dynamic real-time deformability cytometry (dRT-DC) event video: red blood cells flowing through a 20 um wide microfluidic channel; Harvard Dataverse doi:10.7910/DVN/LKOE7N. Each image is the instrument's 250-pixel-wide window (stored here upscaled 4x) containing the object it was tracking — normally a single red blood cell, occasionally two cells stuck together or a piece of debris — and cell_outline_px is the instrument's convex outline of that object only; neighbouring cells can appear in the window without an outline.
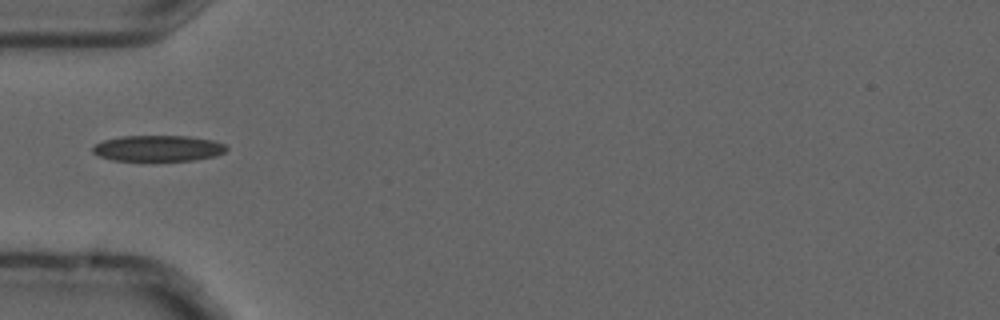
{"species": "common noctule bat (a hibernating species)", "species_latin": "Nyctalus noctula", "temperature_condition": "cold", "stored_images_in_passage": 1, "camera_frame_rate_fps": 3000, "um_per_image_px": 0.085, "animal": {"sex": "male", "forearm_length_mm": 52.5}, "frame": {"image": 1, "passage_image": 1, "time_ms": 0.0, "image_size_px": [1000, 320], "cell_outline_px": [[228, 148], [224, 152], [216, 156], [192, 160], [112, 160], [100, 156], [92, 152], [92, 148], [96, 144], [104, 140], [120, 136], [188, 136], [212, 140], [224, 144]], "centroid_in_image_um": [13.44, 12.6], "position_along_channel_um": 71.6, "area_um2": 20.06}}